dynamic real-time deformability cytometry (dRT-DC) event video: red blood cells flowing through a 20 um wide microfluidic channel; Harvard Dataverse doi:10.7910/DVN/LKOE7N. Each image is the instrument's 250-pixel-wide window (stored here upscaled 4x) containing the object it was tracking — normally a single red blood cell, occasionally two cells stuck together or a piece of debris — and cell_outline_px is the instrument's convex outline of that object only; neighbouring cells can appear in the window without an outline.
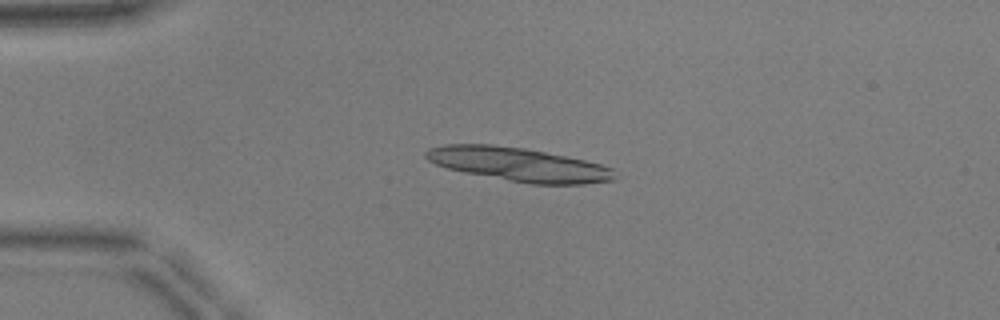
{"species": "common noctule bat (a hibernating species)", "species_latin": "Nyctalus noctula", "temperature_condition": "warm", "stored_images_in_passage": 39, "segment_of_instrument_passage": [1, 2], "camera_frame_rate_fps": 3000, "um_per_image_px": 0.085, "animal": {"sex": "male", "body_mass_g": 17.9, "forearm_length_mm": 54.2}, "frame": {"image": 1, "passage_image": 1, "time_ms": 0.0, "image_size_px": [1000, 320], "cell_outline_px": [[620, 176], [616, 180], [584, 184], [532, 184], [464, 172], [448, 168], [436, 164], [428, 160], [424, 156], [424, 152], [428, 148], [444, 144], [492, 144], [524, 148], [584, 160], [600, 164], [612, 168]], "centroid_in_image_um": [44.11, 13.97], "position_along_channel_um": 40.9, "area_um2": 37.05}}